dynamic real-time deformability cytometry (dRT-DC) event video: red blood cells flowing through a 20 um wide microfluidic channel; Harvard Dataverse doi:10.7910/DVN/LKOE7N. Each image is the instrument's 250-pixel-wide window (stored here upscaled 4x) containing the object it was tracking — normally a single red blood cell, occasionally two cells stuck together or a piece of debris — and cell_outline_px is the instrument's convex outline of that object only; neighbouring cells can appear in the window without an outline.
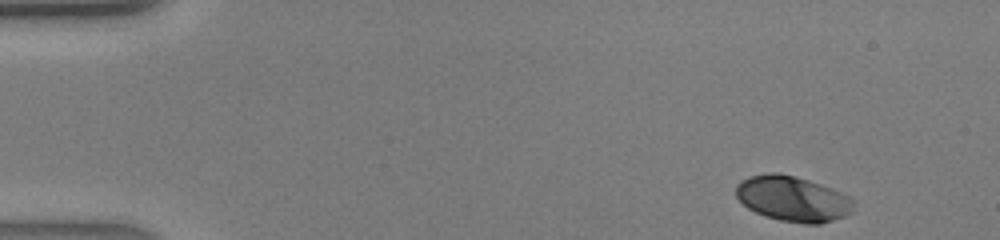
{"species": "human", "species_latin": "Homo sapiens", "temperature_condition": "warm", "stored_images_in_passage": 39, "camera_frame_rate_fps": 3000, "um_per_image_px": 0.085, "donor": {"sex": "male"}, "frame": {"image": 1, "passage_image": 1, "time_ms": 0.0, "image_size_px": [1000, 240], "cell_outline_px": [[856, 200], [852, 212], [844, 216], [820, 224], [804, 224], [780, 220], [764, 216], [748, 208], [736, 196], [736, 184], [740, 180], [748, 176], [772, 172], [780, 172], [808, 180], [832, 188]], "centroid_in_image_um": [67.39, 16.89], "position_along_channel_um": 17.6, "area_um2": 31.27}}
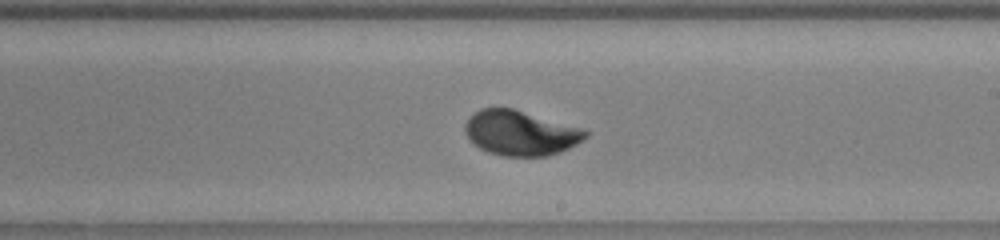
{"frame": {"image": 2, "passage_image": 22, "time_ms": 7.0, "image_size_px": [1000, 240], "cell_outline_px": [[588, 136], [576, 144], [560, 152], [548, 156], [504, 156], [488, 152], [480, 148], [464, 132], [464, 124], [480, 108], [512, 108], [584, 128], [588, 132]], "centroid_in_image_um": [44.27, 11.3], "position_along_channel_um": 244.7, "area_um2": 31.33}}
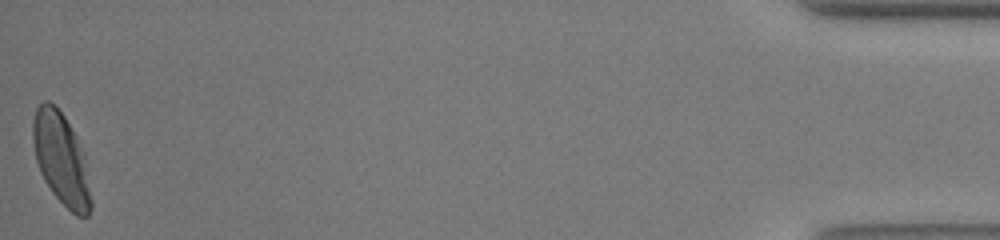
{"frame": {"image": 3, "passage_image": 39, "time_ms": 12.667, "image_size_px": [1000, 240], "cell_outline_px": [[92, 208], [88, 216], [76, 216], [52, 192], [44, 180], [40, 172], [36, 160], [32, 136], [32, 120], [36, 108], [44, 100], [48, 100], [64, 116], [76, 136], [84, 152], [92, 200]], "centroid_in_image_um": [5.21, 13.52], "position_along_channel_um": 430.0, "area_um2": 31.04}}